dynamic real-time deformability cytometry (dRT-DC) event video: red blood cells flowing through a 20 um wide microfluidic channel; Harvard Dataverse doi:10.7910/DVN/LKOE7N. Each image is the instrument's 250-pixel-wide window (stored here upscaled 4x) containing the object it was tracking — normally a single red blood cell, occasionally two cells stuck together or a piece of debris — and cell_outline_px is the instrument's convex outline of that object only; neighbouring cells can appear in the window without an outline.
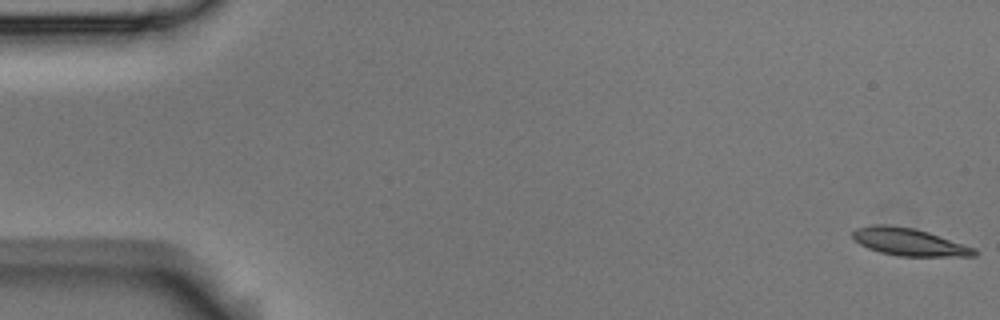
{"species": "Egyptian fruit bat (a non-hibernating species)", "species_latin": "Rousettus aegyptiacus", "temperature_condition": "room temperature", "stored_images_in_passage": 56, "camera_frame_rate_fps": 3000, "um_per_image_px": 0.085, "animal": {"sex": "male"}, "frame": {"image": 1, "passage_image": 1, "time_ms": 0.0, "image_size_px": [1000, 320], "cell_outline_px": [[976, 256], [896, 256], [880, 252], [868, 248], [860, 244], [852, 236], [852, 232], [856, 228], [872, 224], [888, 224], [916, 228], [976, 248]], "centroid_in_image_um": [77.25, 20.55], "position_along_channel_um": 7.8, "area_um2": 19.54}}
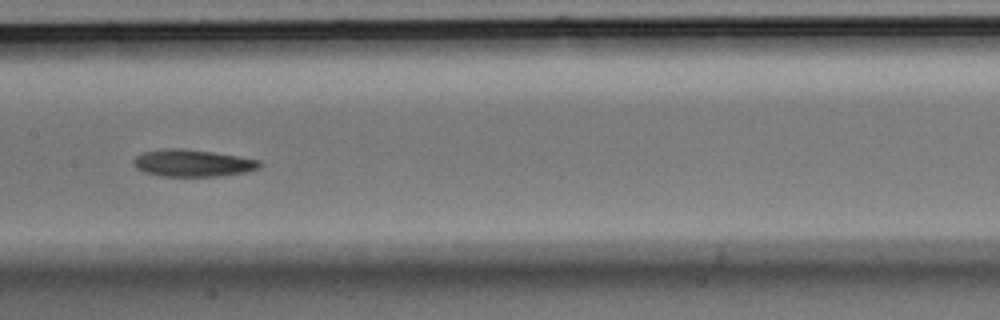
{"frame": {"image": 2, "passage_image": 28, "time_ms": 9.0, "image_size_px": [1000, 320], "cell_outline_px": [[264, 164], [260, 168], [248, 172], [220, 176], [160, 176], [144, 172], [136, 168], [132, 164], [132, 160], [136, 156], [144, 152], [160, 148], [184, 148], [212, 152], [260, 160]], "centroid_in_image_um": [16.37, 13.86], "position_along_channel_um": 191.0, "area_um2": 20.17}}
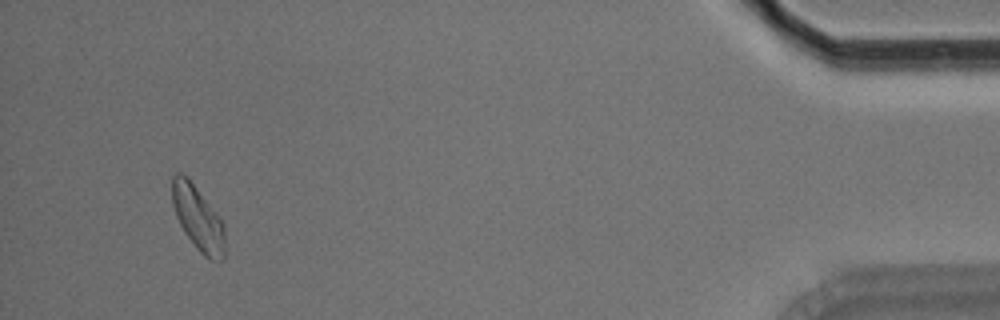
{"frame": {"image": 3, "passage_image": 53, "time_ms": 17.333, "image_size_px": [1000, 320], "cell_outline_px": [[224, 260], [208, 260], [196, 248], [184, 232], [176, 216], [172, 204], [172, 176], [176, 172], [180, 172], [188, 176], [224, 224]], "centroid_in_image_um": [16.81, 18.54], "position_along_channel_um": 418.4, "area_um2": 19.83}, "authors_computed_cell_mechanics": {"area_um2": 19.7098, "velocity_mm_per_s": 3.6013, "shape_relaxation_time_tau1_ms": 5.1161, "shape_relaxation_time_tau2_ms": null, "deformation_change_tau1": 0.134, "deformation_change_tau2": null}}